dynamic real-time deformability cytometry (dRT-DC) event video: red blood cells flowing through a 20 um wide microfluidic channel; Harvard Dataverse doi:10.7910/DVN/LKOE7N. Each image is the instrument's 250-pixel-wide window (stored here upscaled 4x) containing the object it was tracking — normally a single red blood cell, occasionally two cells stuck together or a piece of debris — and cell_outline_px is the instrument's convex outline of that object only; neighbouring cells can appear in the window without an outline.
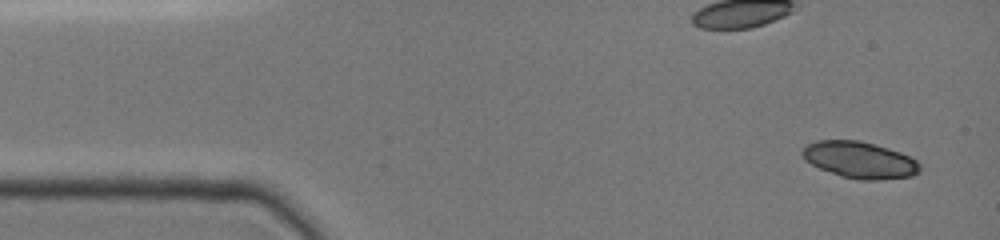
{"species": "common noctule bat (a hibernating species)", "species_latin": "Nyctalus noctula", "temperature_condition": "cold", "stored_images_in_passage": 10, "camera_frame_rate_fps": 3000, "um_per_image_px": 0.085, "animal": {"sex": "female", "body_mass_g": 19.0, "forearm_length_mm": 51.5}, "frame": {"image": 1, "passage_image": 1, "time_ms": 0.0, "image_size_px": [1000, 240], "cell_outline_px": [[920, 172], [912, 176], [872, 180], [864, 180], [844, 176], [820, 168], [804, 160], [800, 152], [808, 144], [816, 140], [860, 140], [888, 148], [900, 152], [916, 160], [920, 164]], "centroid_in_image_um": [73.08, 13.58], "position_along_channel_um": 11.9, "area_um2": 24.8}}
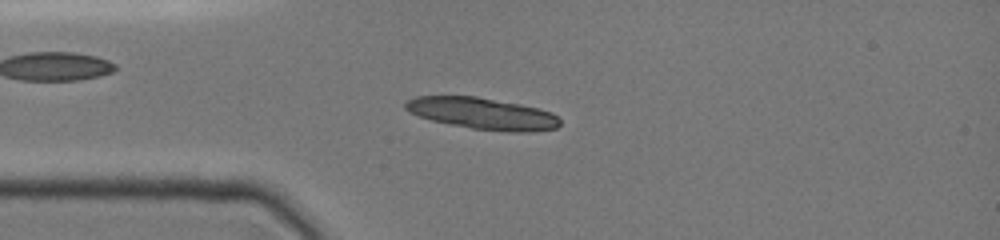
{"frame": {"image": 2, "passage_image": 6, "time_ms": 3.0, "image_size_px": [1000, 240], "cell_outline_px": [[560, 124], [556, 128], [524, 132], [508, 132], [472, 128], [432, 120], [420, 116], [404, 108], [404, 104], [408, 100], [416, 96], [476, 96], [520, 104], [552, 112], [560, 120]], "centroid_in_image_um": [41.02, 9.64], "position_along_channel_um": 44.0, "area_um2": 28.09}}
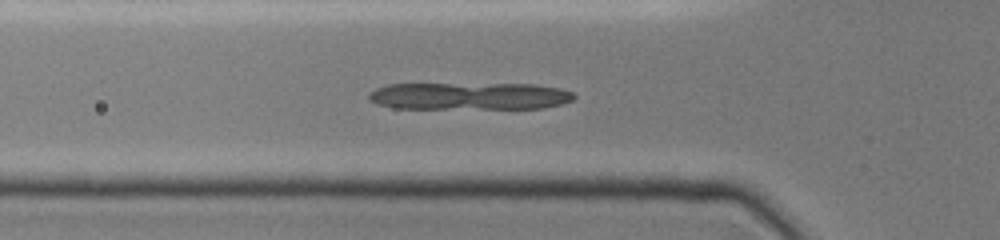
{"frame": {"image": 3, "passage_image": 9, "time_ms": 4.333, "image_size_px": [1000, 240], "cell_outline_px": [[576, 96], [572, 100], [564, 104], [544, 108], [396, 108], [376, 104], [368, 96], [376, 88], [388, 84], [536, 84], [560, 88], [572, 92]], "centroid_in_image_um": [39.97, 8.16], "position_along_channel_um": 85.8, "area_um2": 32.6}}